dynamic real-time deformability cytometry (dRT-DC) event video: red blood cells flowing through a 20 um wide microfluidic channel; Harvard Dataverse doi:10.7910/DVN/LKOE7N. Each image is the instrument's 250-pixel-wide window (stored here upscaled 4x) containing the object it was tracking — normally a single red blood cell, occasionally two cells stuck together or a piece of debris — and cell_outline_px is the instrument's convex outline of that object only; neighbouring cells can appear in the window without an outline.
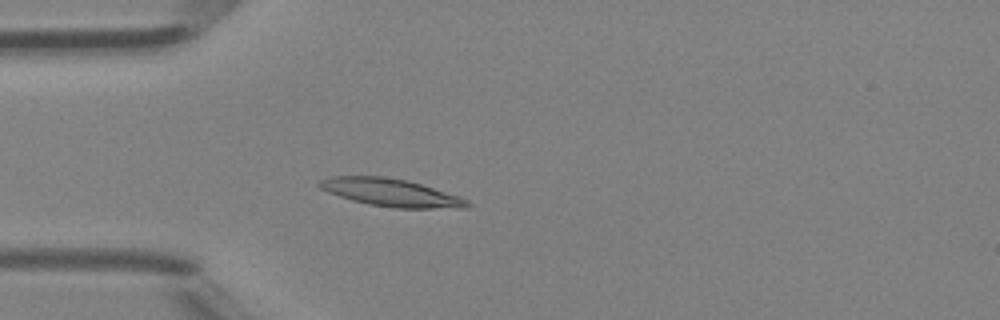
{"species": "Egyptian fruit bat (a non-hibernating species)", "species_latin": "Rousettus aegyptiacus", "temperature_condition": "room temperature", "stored_images_in_passage": 48, "camera_frame_rate_fps": 3000, "um_per_image_px": 0.085, "animal": {"sex": "female"}, "frame": {"image": 1, "passage_image": 14, "time_ms": 4.333, "image_size_px": [1000, 320], "cell_outline_px": [[472, 204], [468, 208], [392, 208], [368, 204], [352, 200], [328, 192], [320, 188], [316, 184], [320, 180], [332, 176], [380, 176], [408, 180], [460, 196], [468, 200]], "centroid_in_image_um": [33.25, 16.37], "position_along_channel_um": 51.7, "area_um2": 23.93}}
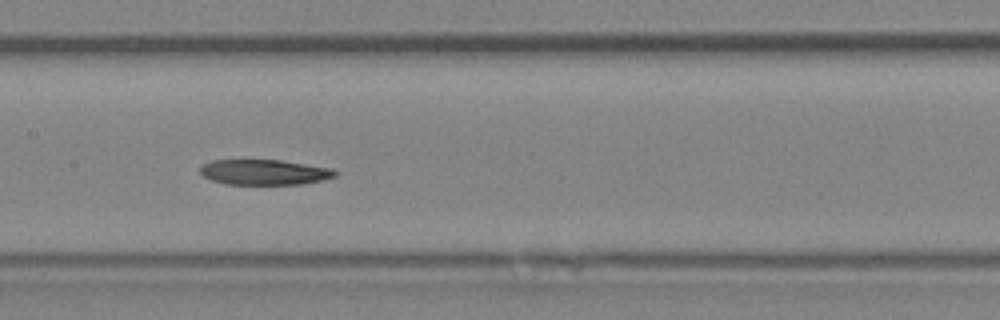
{"frame": {"image": 2, "passage_image": 24, "time_ms": 7.667, "image_size_px": [1000, 320], "cell_outline_px": [[340, 172], [336, 176], [320, 180], [300, 184], [224, 184], [212, 180], [204, 176], [200, 172], [200, 168], [204, 164], [212, 160], [280, 160], [332, 168]], "centroid_in_image_um": [22.48, 14.63], "position_along_channel_um": 184.9, "area_um2": 19.83}}
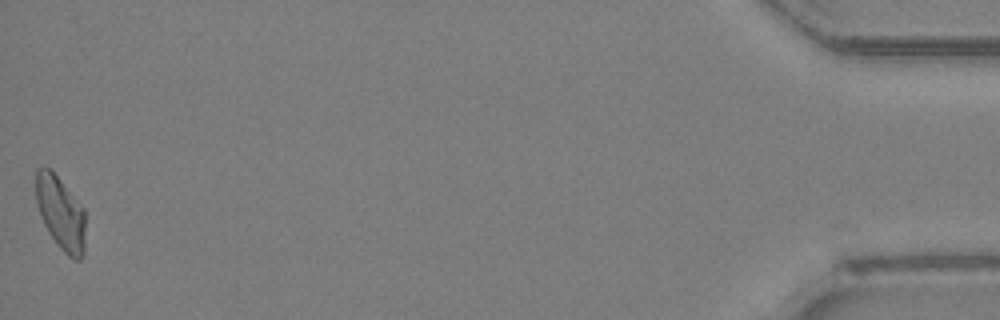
{"frame": {"image": 3, "passage_image": 48, "time_ms": 15.667, "image_size_px": [1000, 320], "cell_outline_px": [[84, 252], [80, 260], [76, 260], [68, 256], [60, 248], [48, 232], [44, 224], [36, 204], [36, 168], [48, 168], [60, 180], [84, 208]], "centroid_in_image_um": [5.15, 18.13], "position_along_channel_um": 430.1, "area_um2": 20.87}}